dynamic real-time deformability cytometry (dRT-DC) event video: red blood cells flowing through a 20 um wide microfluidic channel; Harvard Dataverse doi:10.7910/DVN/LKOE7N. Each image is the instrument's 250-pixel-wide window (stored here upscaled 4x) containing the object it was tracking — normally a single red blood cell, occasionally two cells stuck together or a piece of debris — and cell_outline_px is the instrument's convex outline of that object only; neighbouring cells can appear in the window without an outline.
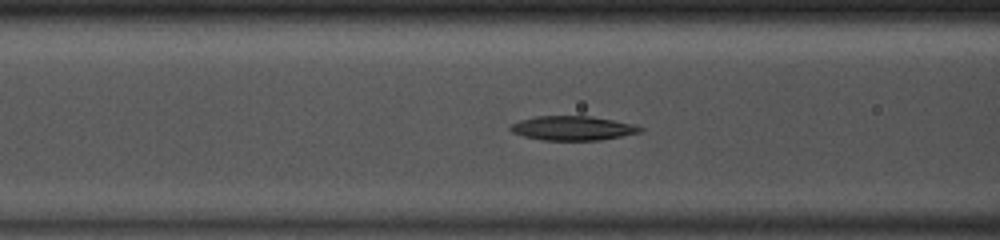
{"species": "common noctule bat (a hibernating species)", "species_latin": "Nyctalus noctula", "temperature_condition": "room temperature", "stored_images_in_passage": 38, "camera_frame_rate_fps": 3000, "um_per_image_px": 0.085, "animal": {"sex": "male", "body_mass_g": 13.0, "forearm_length_mm": 53.1}, "frame": {"image": 1, "passage_image": 9, "time_ms": 2.667, "image_size_px": [1000, 240], "cell_outline_px": [[644, 128], [640, 132], [600, 140], [540, 140], [524, 136], [512, 132], [508, 128], [512, 124], [520, 120], [536, 116], [592, 116], [636, 124]], "centroid_in_image_um": [48.68, 10.89], "position_along_channel_um": 117.9, "area_um2": 18.38}}
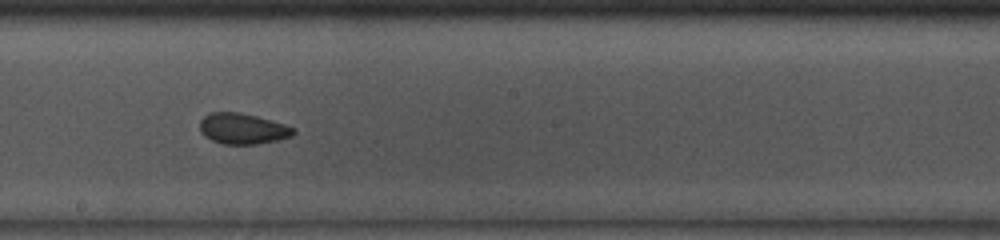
{"frame": {"image": 2, "passage_image": 17, "time_ms": 5.333, "image_size_px": [1000, 240], "cell_outline_px": [[296, 132], [292, 136], [276, 140], [256, 144], [224, 144], [212, 140], [204, 136], [200, 132], [200, 120], [204, 116], [212, 112], [240, 112], [256, 116], [284, 124], [296, 128]], "centroid_in_image_um": [20.62, 10.93], "position_along_channel_um": 227.6, "area_um2": 16.76}}
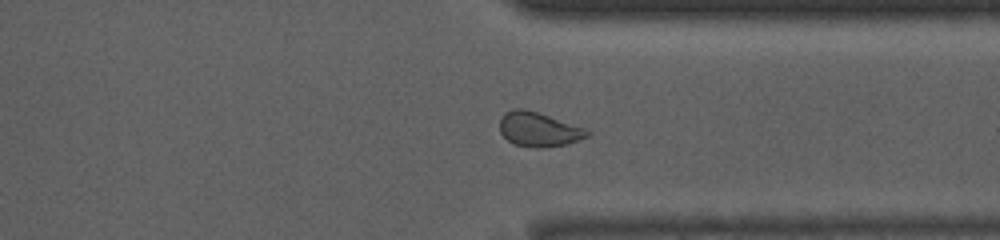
{"frame": {"image": 3, "passage_image": 27, "time_ms": 8.667, "image_size_px": [1000, 240], "cell_outline_px": [[588, 136], [568, 144], [544, 148], [536, 148], [516, 144], [508, 140], [500, 132], [500, 120], [504, 112], [516, 108], [524, 108], [584, 128], [588, 132]], "centroid_in_image_um": [45.75, 11.0], "position_along_channel_um": 365.6, "area_um2": 17.22}, "authors_computed_cell_mechanics": {"area_um2": 18.0047, "velocity_mm_per_s": 4.147, "shape_relaxation_time_tau1_ms": 1.1147, "shape_relaxation_time_tau2_ms": 0.9442, "deformation_change_tau1": 0.1657, "deformation_change_tau2": 0.0568}}